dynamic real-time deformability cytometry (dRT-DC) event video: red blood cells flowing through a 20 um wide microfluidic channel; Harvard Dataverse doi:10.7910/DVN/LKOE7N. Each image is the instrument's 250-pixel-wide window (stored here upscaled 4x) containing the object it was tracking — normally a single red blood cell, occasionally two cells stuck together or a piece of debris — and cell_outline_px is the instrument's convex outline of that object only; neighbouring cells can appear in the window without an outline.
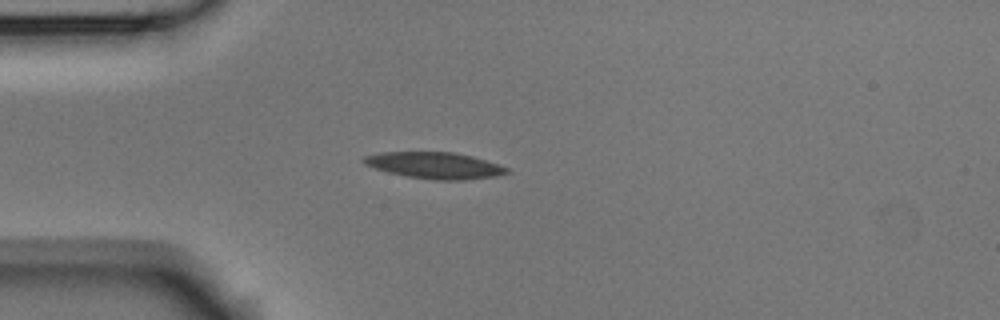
{"species": "Egyptian fruit bat (a non-hibernating species)", "species_latin": "Rousettus aegyptiacus", "temperature_condition": "room temperature", "stored_images_in_passage": 3, "camera_frame_rate_fps": 3000, "um_per_image_px": 0.085, "animal": {"sex": "male"}, "frame": {"image": 1, "passage_image": 3, "time_ms": 0.667, "image_size_px": [1000, 320], "cell_outline_px": [[508, 172], [496, 176], [464, 180], [436, 180], [404, 176], [388, 172], [364, 164], [360, 160], [364, 156], [380, 152], [456, 152], [472, 156], [500, 164], [508, 168]], "centroid_in_image_um": [36.94, 14.05], "position_along_channel_um": 48.1, "area_um2": 22.14}}